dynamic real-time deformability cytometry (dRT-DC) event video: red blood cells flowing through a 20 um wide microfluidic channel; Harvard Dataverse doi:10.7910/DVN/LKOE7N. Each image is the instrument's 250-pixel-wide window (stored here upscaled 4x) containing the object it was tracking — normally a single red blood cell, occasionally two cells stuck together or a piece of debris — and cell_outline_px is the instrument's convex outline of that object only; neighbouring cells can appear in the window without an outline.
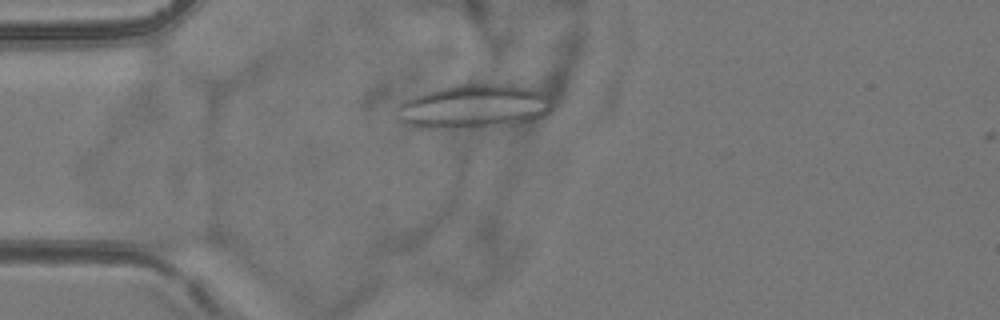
{"species": "common noctule bat (a hibernating species)", "species_latin": "Nyctalus noctula", "temperature_condition": "room temperature", "stored_images_in_passage": 16, "camera_frame_rate_fps": 3000, "um_per_image_px": 0.085, "animal": {"sex": "female", "body_mass_g": 24.6, "forearm_length_mm": 56.2}, "frame": {"image": 1, "passage_image": 15, "time_ms": 4.667, "image_size_px": [1000, 320], "cell_outline_px": [[552, 108], [548, 112], [532, 120], [516, 124], [472, 128], [416, 128], [400, 120], [392, 108], [404, 100], [440, 88], [456, 84], [508, 84], [532, 88], [540, 92], [552, 100]], "centroid_in_image_um": [40.24, 9.06], "position_along_channel_um": 44.8, "area_um2": 40.06}}